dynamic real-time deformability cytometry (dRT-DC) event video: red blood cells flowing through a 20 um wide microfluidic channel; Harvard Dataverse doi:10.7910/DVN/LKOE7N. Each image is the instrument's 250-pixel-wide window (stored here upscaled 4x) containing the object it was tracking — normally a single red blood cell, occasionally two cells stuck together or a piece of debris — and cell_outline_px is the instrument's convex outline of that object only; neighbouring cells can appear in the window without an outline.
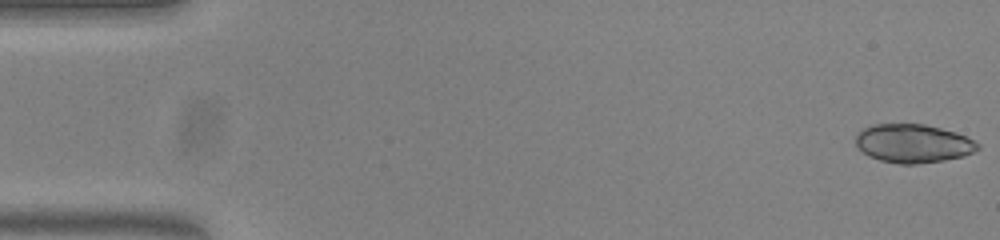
{"species": "common noctule bat (a hibernating species)", "species_latin": "Nyctalus noctula", "temperature_condition": "warm", "stored_images_in_passage": 54, "camera_frame_rate_fps": 3000, "um_per_image_px": 0.085, "animal": {"sex": "female", "body_mass_g": 23.0, "forearm_length_mm": 53.4}, "frame": {"image": 1, "passage_image": 1, "time_ms": 0.0, "image_size_px": [1000, 240], "cell_outline_px": [[980, 148], [964, 156], [944, 160], [916, 164], [900, 164], [880, 160], [868, 156], [856, 144], [856, 132], [872, 124], [924, 124], [956, 132], [980, 144]], "centroid_in_image_um": [77.6, 12.19], "position_along_channel_um": 7.4, "area_um2": 27.34}}
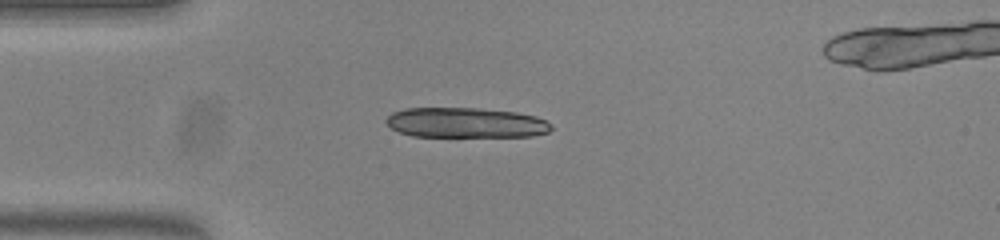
{"frame": {"image": 2, "passage_image": 14, "time_ms": 4.333, "image_size_px": [1000, 240], "cell_outline_px": [[552, 128], [548, 132], [532, 136], [412, 136], [400, 132], [392, 128], [384, 120], [392, 112], [404, 108], [480, 108], [516, 112], [536, 116], [552, 124]], "centroid_in_image_um": [39.59, 10.42], "position_along_channel_um": 45.4, "area_um2": 28.96}}